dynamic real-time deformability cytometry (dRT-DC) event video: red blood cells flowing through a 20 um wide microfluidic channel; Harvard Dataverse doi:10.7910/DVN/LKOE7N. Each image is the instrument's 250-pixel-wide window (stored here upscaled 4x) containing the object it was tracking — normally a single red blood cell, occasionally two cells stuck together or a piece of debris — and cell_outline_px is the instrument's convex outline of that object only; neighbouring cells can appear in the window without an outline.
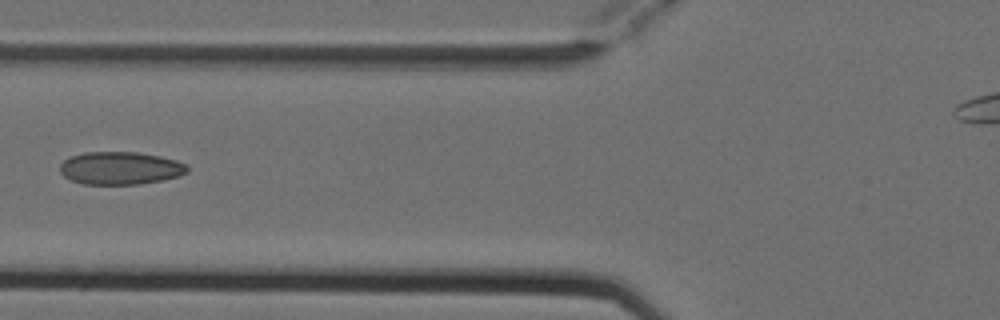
{"species": "Egyptian fruit bat (a non-hibernating species)", "species_latin": "Rousettus aegyptiacus", "temperature_condition": "cold", "stored_images_in_passage": 2, "camera_frame_rate_fps": 3000, "um_per_image_px": 0.085, "animal": {"sex": "female"}, "frame": {"image": 1, "passage_image": 2, "time_ms": 0.333, "image_size_px": [1000, 320], "cell_outline_px": [[188, 172], [180, 176], [164, 180], [140, 184], [84, 184], [72, 180], [64, 176], [60, 172], [60, 164], [64, 160], [72, 156], [84, 152], [136, 152], [160, 156], [176, 160], [184, 164], [188, 168]], "centroid_in_image_um": [10.24, 14.29], "position_along_channel_um": 115.6, "area_um2": 24.33}}